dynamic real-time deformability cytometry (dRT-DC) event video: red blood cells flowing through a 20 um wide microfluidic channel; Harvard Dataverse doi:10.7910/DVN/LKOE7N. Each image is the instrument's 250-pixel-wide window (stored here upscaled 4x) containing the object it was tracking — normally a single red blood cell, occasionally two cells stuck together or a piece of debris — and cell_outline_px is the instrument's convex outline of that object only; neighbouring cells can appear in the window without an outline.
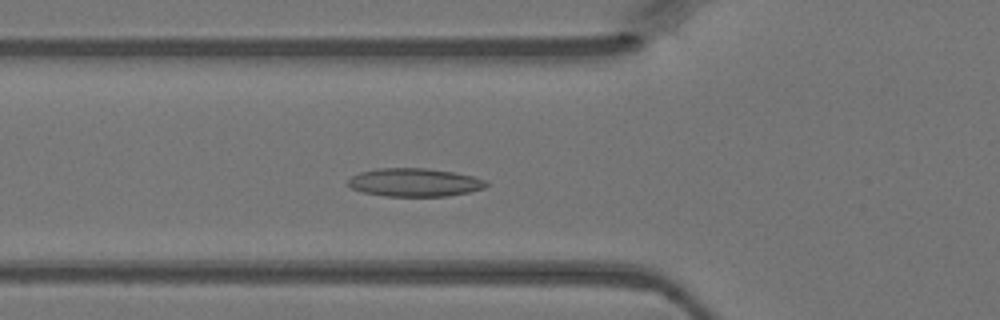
{"species": "Egyptian fruit bat (a non-hibernating species)", "species_latin": "Rousettus aegyptiacus", "temperature_condition": "warm", "stored_images_in_passage": 33, "camera_frame_rate_fps": 3000, "um_per_image_px": 0.085, "animal": {"sex": "female"}, "frame": {"image": 1, "passage_image": 10, "time_ms": 3.0, "image_size_px": [1000, 320], "cell_outline_px": [[488, 184], [484, 188], [468, 192], [448, 196], [384, 196], [364, 192], [352, 188], [348, 184], [348, 180], [352, 176], [360, 172], [376, 168], [428, 168], [452, 172], [472, 176], [488, 180]], "centroid_in_image_um": [35.25, 15.5], "position_along_channel_um": 90.6, "area_um2": 22.72}}
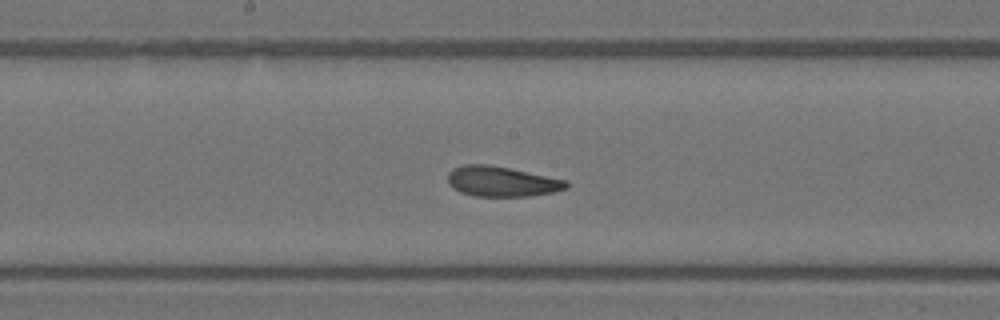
{"frame": {"image": 2, "passage_image": 18, "time_ms": 5.667, "image_size_px": [1000, 320], "cell_outline_px": [[568, 188], [552, 192], [528, 196], [476, 196], [460, 192], [452, 188], [448, 184], [448, 172], [452, 168], [464, 164], [488, 164], [568, 180]], "centroid_in_image_um": [42.61, 15.42], "position_along_channel_um": 205.6, "area_um2": 20.87}}
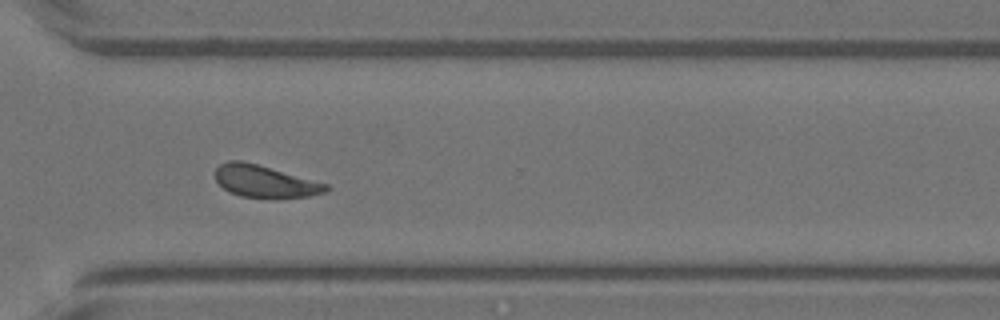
{"frame": {"image": 3, "passage_image": 28, "time_ms": 9.0, "image_size_px": [1000, 320], "cell_outline_px": [[332, 188], [328, 192], [308, 196], [240, 196], [228, 192], [216, 180], [216, 168], [220, 164], [228, 160], [240, 160], [256, 164], [328, 184]], "centroid_in_image_um": [22.51, 15.39], "position_along_channel_um": 348.1, "area_um2": 20.11}}